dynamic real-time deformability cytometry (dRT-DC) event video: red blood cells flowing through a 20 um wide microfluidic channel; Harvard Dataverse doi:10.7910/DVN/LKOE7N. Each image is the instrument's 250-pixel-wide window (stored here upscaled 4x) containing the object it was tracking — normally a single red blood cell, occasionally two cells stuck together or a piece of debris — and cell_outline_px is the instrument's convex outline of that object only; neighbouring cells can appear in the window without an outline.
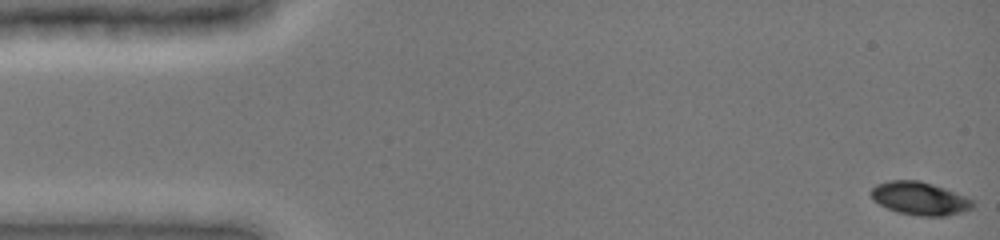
{"species": "common noctule bat (a hibernating species)", "species_latin": "Nyctalus noctula", "temperature_condition": "cold", "stored_images_in_passage": 47, "camera_frame_rate_fps": 3000, "um_per_image_px": 0.085, "animal": {"sex": "female", "body_mass_g": 19.0, "forearm_length_mm": 51.5}, "frame": {"image": 1, "passage_image": 1, "time_ms": 0.0, "image_size_px": [1000, 240], "cell_outline_px": [[976, 204], [972, 208], [960, 212], [944, 216], [916, 216], [900, 212], [888, 208], [872, 200], [872, 188], [876, 184], [888, 180], [920, 180], [956, 192], [976, 200]], "centroid_in_image_um": [78.22, 16.86], "position_along_channel_um": 6.8, "area_um2": 19.65}}
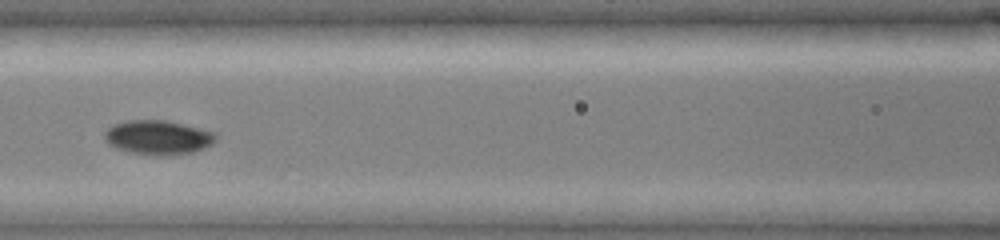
{"frame": {"image": 2, "passage_image": 22, "time_ms": 7.0, "image_size_px": [1000, 240], "cell_outline_px": [[216, 140], [212, 144], [204, 148], [192, 152], [148, 156], [132, 152], [108, 144], [104, 140], [104, 132], [112, 124], [128, 120], [164, 120], [216, 132]], "centroid_in_image_um": [13.41, 11.67], "position_along_channel_um": 153.2, "area_um2": 22.02}}
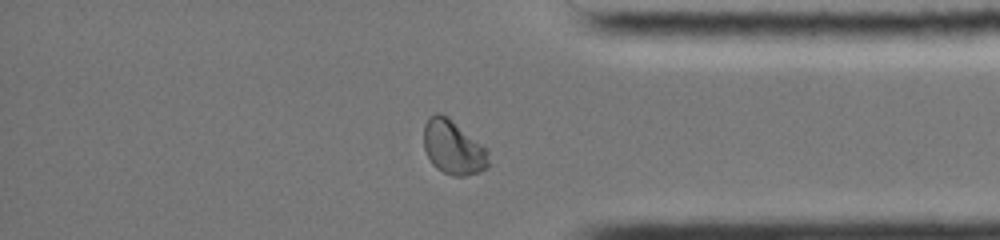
{"frame": {"image": 3, "passage_image": 41, "time_ms": 13.333, "image_size_px": [1000, 240], "cell_outline_px": [[488, 168], [480, 172], [464, 176], [452, 176], [436, 168], [432, 164], [424, 148], [424, 124], [428, 116], [436, 112], [440, 112], [448, 116], [488, 148]], "centroid_in_image_um": [38.53, 12.5], "position_along_channel_um": 396.7, "area_um2": 20.87}, "authors_computed_cell_mechanics": {"area_um2": 20.5768, "velocity_mm_per_s": 3.8946, "shape_relaxation_time_tau1_ms": 3.548, "shape_relaxation_time_tau2_ms": null, "deformation_change_tau1": 0.1288, "deformation_change_tau2": null}}